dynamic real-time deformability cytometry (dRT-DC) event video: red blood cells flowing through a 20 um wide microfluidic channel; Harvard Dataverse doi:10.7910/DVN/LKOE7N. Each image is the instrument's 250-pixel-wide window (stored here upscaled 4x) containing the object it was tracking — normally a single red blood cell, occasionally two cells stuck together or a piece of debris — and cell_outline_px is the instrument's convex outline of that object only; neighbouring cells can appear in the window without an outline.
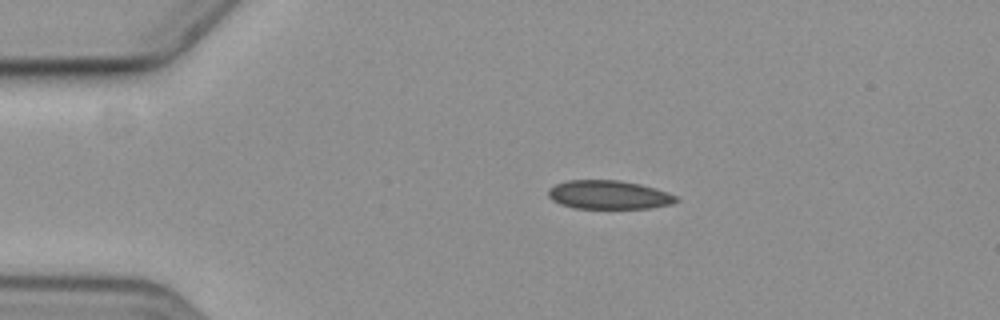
{"species": "common noctule bat (a hibernating species)", "species_latin": "Nyctalus noctula", "temperature_condition": "cold", "stored_images_in_passage": 5, "camera_frame_rate_fps": 3000, "um_per_image_px": 0.085, "animal": {"sex": "female", "body_mass_g": 19.3, "forearm_length_mm": 54.1}, "frame": {"image": 1, "passage_image": 3, "time_ms": 2.333, "image_size_px": [1000, 320], "cell_outline_px": [[680, 200], [668, 204], [648, 208], [576, 208], [560, 204], [552, 200], [548, 196], [548, 192], [556, 184], [568, 180], [620, 180], [640, 184], [656, 188], [668, 192], [676, 196]], "centroid_in_image_um": [51.75, 16.55], "position_along_channel_um": 33.2, "area_um2": 21.21}}
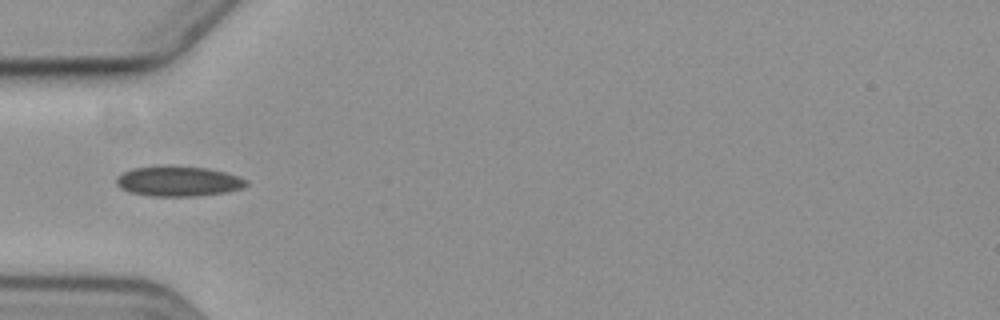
{"frame": {"image": 2, "passage_image": 5, "time_ms": 4.667, "image_size_px": [1000, 320], "cell_outline_px": [[248, 184], [240, 188], [228, 192], [196, 196], [152, 196], [128, 192], [120, 188], [116, 184], [116, 176], [132, 168], [168, 164], [208, 168], [224, 172], [248, 180]], "centroid_in_image_um": [15.11, 15.39], "position_along_channel_um": 69.9, "area_um2": 23.18}}